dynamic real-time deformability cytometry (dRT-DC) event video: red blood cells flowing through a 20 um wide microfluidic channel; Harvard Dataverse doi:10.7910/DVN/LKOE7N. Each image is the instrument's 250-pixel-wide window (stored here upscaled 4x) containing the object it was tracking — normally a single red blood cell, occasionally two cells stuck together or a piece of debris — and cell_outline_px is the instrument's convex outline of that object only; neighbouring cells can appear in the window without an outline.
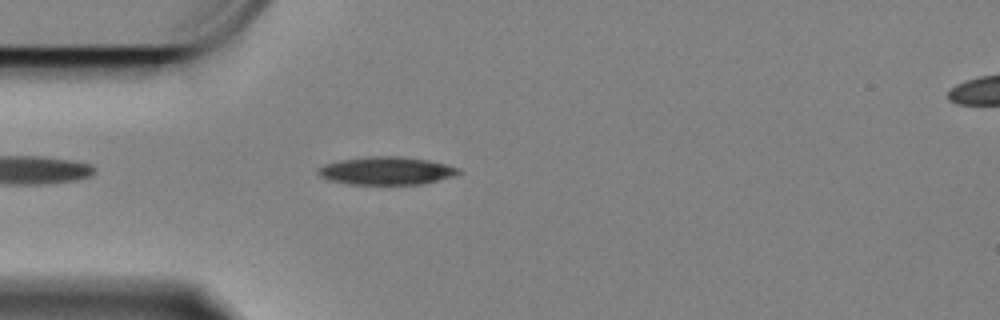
{"species": "Egyptian fruit bat (a non-hibernating species)", "species_latin": "Rousettus aegyptiacus", "temperature_condition": "cold", "stored_images_in_passage": 47, "camera_frame_rate_fps": 3000, "um_per_image_px": 0.085, "animal": {"sex": "female"}, "frame": {"image": 1, "passage_image": 4, "time_ms": 1.0, "image_size_px": [1000, 320], "cell_outline_px": [[460, 172], [452, 176], [424, 184], [348, 184], [324, 180], [316, 172], [316, 168], [324, 164], [340, 160], [368, 156], [404, 156], [428, 160], [460, 168]], "centroid_in_image_um": [32.77, 14.51], "position_along_channel_um": 52.2, "area_um2": 23.06}}
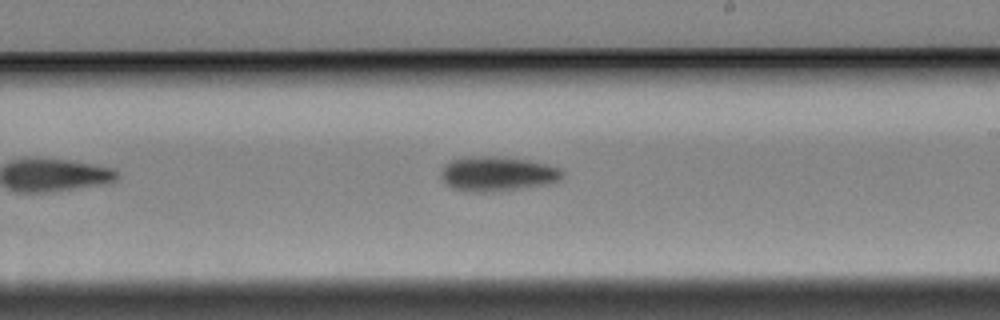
{"frame": {"image": 2, "passage_image": 22, "time_ms": 7.0, "image_size_px": [1000, 320], "cell_outline_px": [[564, 176], [560, 180], [548, 184], [524, 188], [492, 192], [468, 192], [452, 188], [440, 176], [440, 172], [452, 160], [468, 156], [496, 156], [528, 160], [548, 164], [560, 168], [564, 172]], "centroid_in_image_um": [42.32, 14.78], "position_along_channel_um": 246.7, "area_um2": 24.68}}
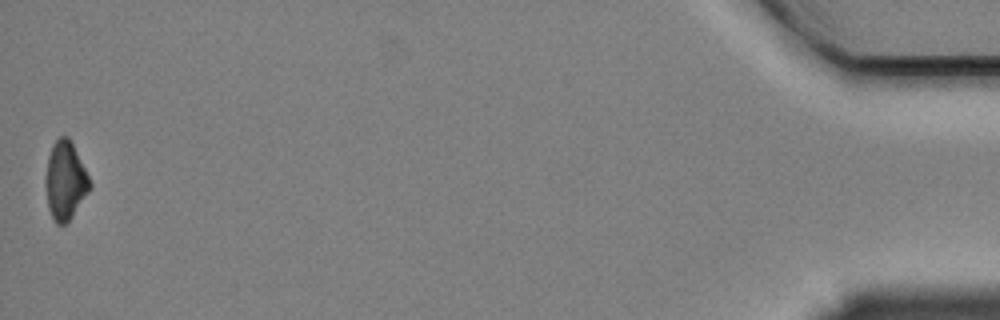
{"frame": {"image": 3, "passage_image": 47, "time_ms": 15.333, "image_size_px": [1000, 320], "cell_outline_px": [[92, 188], [72, 216], [64, 224], [56, 224], [48, 208], [44, 180], [44, 176], [48, 156], [52, 144], [60, 136], [68, 136], [92, 184]], "centroid_in_image_um": [5.52, 15.36], "position_along_channel_um": 429.7, "area_um2": 20.11}, "authors_computed_cell_mechanics": {"area_um2": 22.831, "velocity_mm_per_s": 3.345, "shape_relaxation_time_tau1_ms": 3.5179, "shape_relaxation_time_tau2_ms": null, "deformation_change_tau1": 0.1189, "deformation_change_tau2": null}}